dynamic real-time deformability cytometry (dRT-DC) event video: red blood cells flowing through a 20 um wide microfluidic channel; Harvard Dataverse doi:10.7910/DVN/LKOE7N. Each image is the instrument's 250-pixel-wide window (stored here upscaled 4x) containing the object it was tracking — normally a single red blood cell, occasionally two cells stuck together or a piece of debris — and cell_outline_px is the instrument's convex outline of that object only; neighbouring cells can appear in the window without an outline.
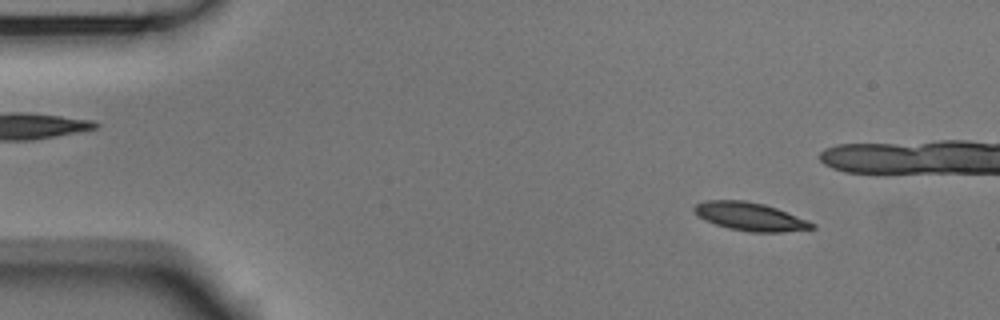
{"species": "Egyptian fruit bat (a non-hibernating species)", "species_latin": "Rousettus aegyptiacus", "temperature_condition": "room temperature", "stored_images_in_passage": 54, "camera_frame_rate_fps": 3000, "um_per_image_px": 0.085, "animal": {"sex": "male"}, "frame": {"image": 1, "passage_image": 6, "time_ms": 1.667, "image_size_px": [1000, 320], "cell_outline_px": [[816, 228], [784, 232], [748, 232], [728, 228], [704, 220], [692, 212], [692, 208], [696, 204], [704, 200], [744, 200], [764, 204], [776, 208], [808, 220], [816, 224]], "centroid_in_image_um": [63.74, 18.41], "position_along_channel_um": 21.3, "area_um2": 19.54}}
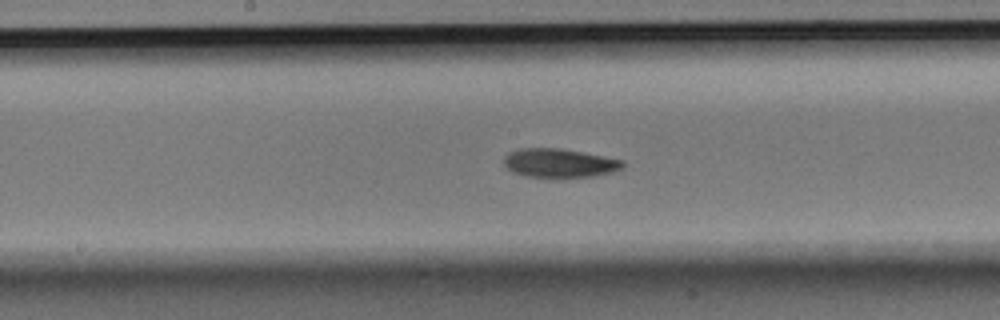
{"frame": {"image": 2, "passage_image": 27, "time_ms": 8.667, "image_size_px": [1000, 320], "cell_outline_px": [[624, 164], [620, 168], [612, 172], [592, 176], [560, 180], [528, 176], [512, 172], [504, 164], [504, 156], [508, 152], [520, 148], [560, 148], [604, 156], [624, 160]], "centroid_in_image_um": [47.53, 13.89], "position_along_channel_um": 200.7, "area_um2": 20.52}}
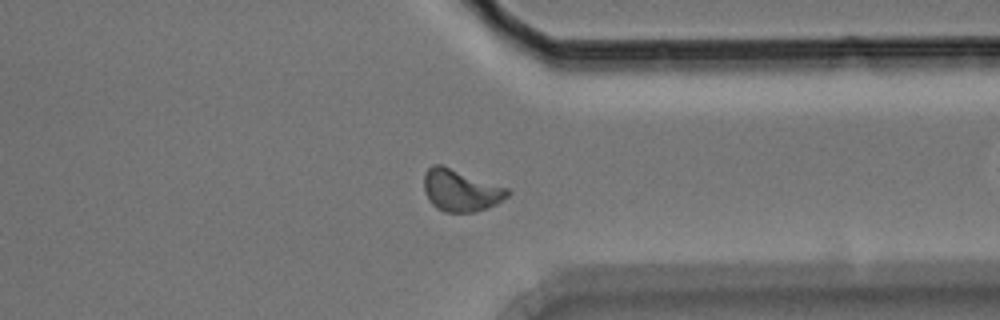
{"frame": {"image": 3, "passage_image": 41, "time_ms": 13.333, "image_size_px": [1000, 320], "cell_outline_px": [[512, 192], [508, 196], [496, 204], [488, 208], [472, 212], [444, 212], [436, 208], [428, 200], [424, 192], [424, 172], [432, 164], [440, 164], [508, 188]], "centroid_in_image_um": [39.14, 16.19], "position_along_channel_um": 372.3, "area_um2": 20.46}, "authors_computed_cell_mechanics": {"area_um2": 19.363, "velocity_mm_per_s": 3.7233, "shape_relaxation_time_tau1_ms": 3.0858, "shape_relaxation_time_tau2_ms": null, "deformation_change_tau1": 0.124, "deformation_change_tau2": null}}